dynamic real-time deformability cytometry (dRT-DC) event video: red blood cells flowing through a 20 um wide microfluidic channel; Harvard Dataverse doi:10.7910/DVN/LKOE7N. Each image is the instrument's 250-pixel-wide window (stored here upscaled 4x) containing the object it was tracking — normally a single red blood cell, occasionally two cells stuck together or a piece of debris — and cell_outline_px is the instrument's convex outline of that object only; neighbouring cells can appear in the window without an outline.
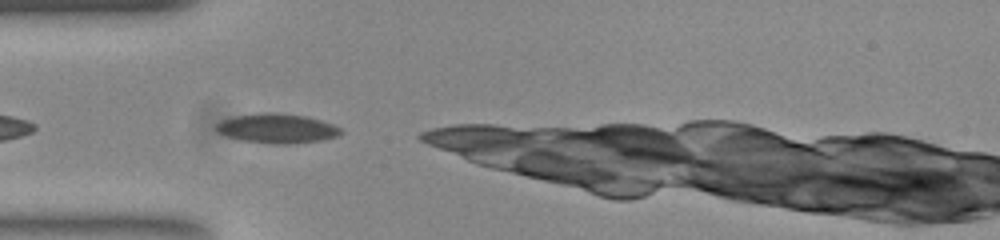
{"species": "common noctule bat (a hibernating species)", "species_latin": "Nyctalus noctula", "temperature_condition": "room temperature", "stored_images_in_passage": 7, "camera_frame_rate_fps": 3000, "um_per_image_px": 0.085, "animal": {"sex": "female", "body_mass_g": 23.0, "forearm_length_mm": 53.4}, "frame": {"image": 1, "passage_image": 1, "time_ms": 0.0, "image_size_px": [1000, 240], "cell_outline_px": [[344, 132], [336, 136], [320, 140], [288, 144], [272, 144], [244, 140], [224, 136], [216, 132], [212, 128], [212, 124], [220, 120], [236, 116], [264, 112], [272, 112], [304, 116], [320, 120], [332, 124], [340, 128]], "centroid_in_image_um": [23.45, 10.91], "position_along_channel_um": 61.6, "area_um2": 21.5}}
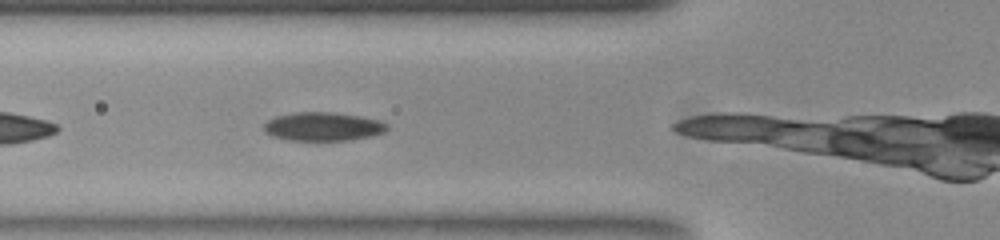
{"frame": {"image": 2, "passage_image": 4, "time_ms": 1.0, "image_size_px": [1000, 240], "cell_outline_px": [[388, 128], [384, 132], [372, 136], [348, 140], [288, 140], [272, 136], [264, 132], [264, 124], [268, 120], [276, 116], [296, 112], [332, 112], [360, 116], [380, 120], [388, 124]], "centroid_in_image_um": [27.46, 10.75], "position_along_channel_um": 98.3, "area_um2": 20.58}}